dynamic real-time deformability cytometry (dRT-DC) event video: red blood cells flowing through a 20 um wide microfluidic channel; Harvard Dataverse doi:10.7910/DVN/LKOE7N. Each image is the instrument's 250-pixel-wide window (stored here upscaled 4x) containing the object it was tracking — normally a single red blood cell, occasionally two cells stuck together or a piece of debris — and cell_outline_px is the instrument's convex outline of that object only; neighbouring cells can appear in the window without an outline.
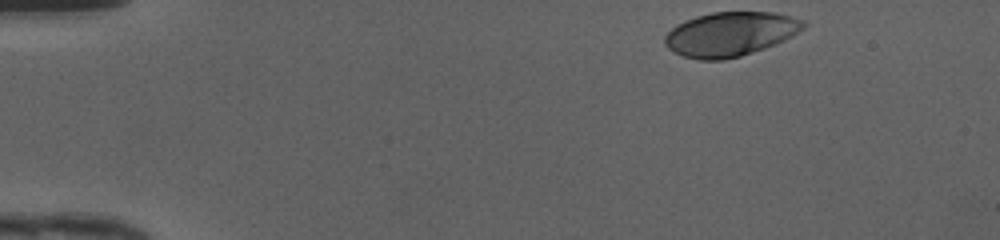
{"species": "human", "species_latin": "Homo sapiens", "temperature_condition": "cold", "stored_images_in_passage": 36, "camera_frame_rate_fps": 3000, "um_per_image_px": 0.085, "donor": {"sex": "female"}, "frame": {"image": 1, "passage_image": 1, "time_ms": 0.0, "image_size_px": [1000, 240], "cell_outline_px": [[804, 24], [796, 32], [772, 44], [740, 56], [720, 60], [700, 60], [684, 56], [668, 48], [664, 40], [664, 36], [672, 28], [688, 20], [700, 16], [716, 12], [768, 12], [788, 16]], "centroid_in_image_um": [61.97, 2.91], "position_along_channel_um": 23.0, "area_um2": 34.16}}
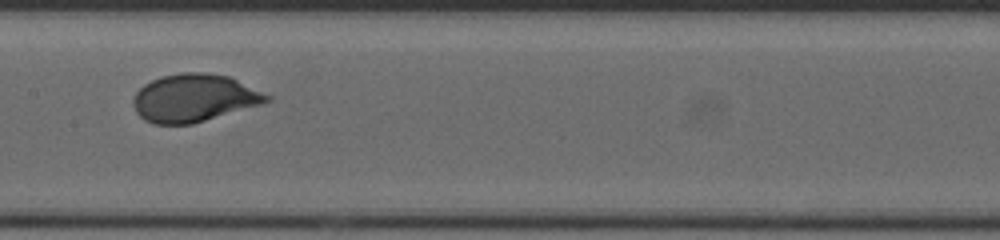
{"frame": {"image": 2, "passage_image": 20, "time_ms": 6.333, "image_size_px": [1000, 240], "cell_outline_px": [[268, 100], [256, 104], [192, 124], [156, 124], [140, 116], [136, 112], [136, 92], [144, 84], [152, 80], [164, 76], [188, 72], [192, 72], [228, 76], [268, 96]], "centroid_in_image_um": [16.42, 8.33], "position_along_channel_um": 191.0, "area_um2": 35.37}}
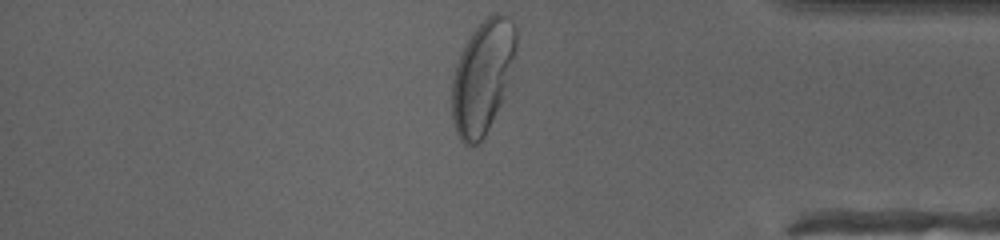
{"frame": {"image": 3, "passage_image": 36, "time_ms": 11.667, "image_size_px": [1000, 240], "cell_outline_px": [[516, 44], [500, 100], [484, 136], [476, 144], [468, 144], [460, 136], [456, 128], [452, 116], [452, 84], [456, 68], [460, 56], [468, 40], [476, 28], [488, 16], [504, 16], [516, 32]], "centroid_in_image_um": [40.96, 6.55], "position_along_channel_um": 394.2, "area_um2": 39.25}, "authors_computed_cell_mechanics": {"area_um2": 34.9401, "velocity_mm_per_s": 4.1968, "shape_relaxation_time_tau1_ms": 2.3895, "shape_relaxation_time_tau2_ms": null, "deformation_change_tau1": 0.1599, "deformation_change_tau2": null}}